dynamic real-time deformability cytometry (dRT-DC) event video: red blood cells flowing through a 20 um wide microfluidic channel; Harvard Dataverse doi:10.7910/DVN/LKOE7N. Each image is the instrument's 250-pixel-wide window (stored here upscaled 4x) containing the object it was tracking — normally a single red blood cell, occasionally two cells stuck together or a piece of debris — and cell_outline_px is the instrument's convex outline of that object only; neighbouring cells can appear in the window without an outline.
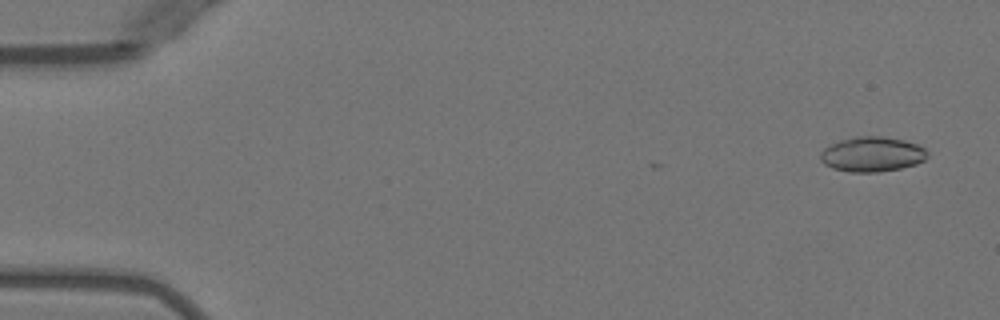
{"species": "Egyptian fruit bat (a non-hibernating species)", "species_latin": "Rousettus aegyptiacus", "temperature_condition": "warm", "stored_images_in_passage": 42, "camera_frame_rate_fps": 3000, "um_per_image_px": 0.085, "animal": {"sex": "female"}, "frame": {"image": 1, "passage_image": 3, "time_ms": 0.667, "image_size_px": [1000, 320], "cell_outline_px": [[928, 156], [924, 160], [916, 164], [900, 168], [876, 172], [848, 172], [832, 168], [824, 164], [820, 160], [820, 152], [824, 148], [840, 140], [856, 136], [884, 136], [904, 140], [916, 144], [924, 148], [928, 152]], "centroid_in_image_um": [74.12, 13.11], "position_along_channel_um": 10.9, "area_um2": 21.85}}
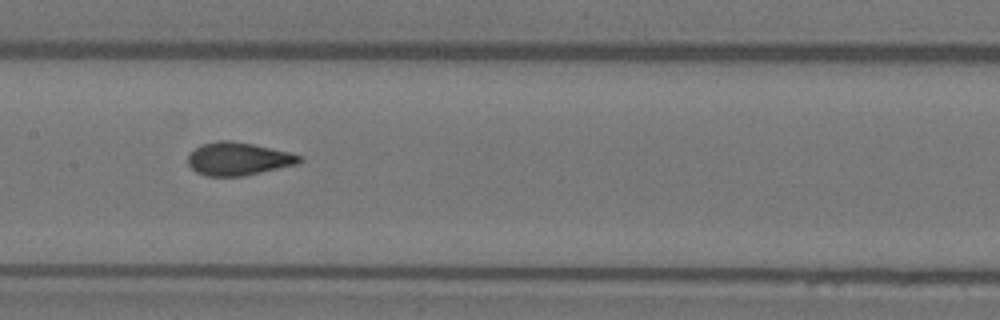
{"frame": {"image": 2, "passage_image": 26, "time_ms": 8.333, "image_size_px": [1000, 320], "cell_outline_px": [[304, 160], [296, 164], [244, 176], [208, 176], [196, 172], [188, 164], [188, 156], [200, 144], [216, 140], [232, 140], [252, 144], [288, 152], [304, 156]], "centroid_in_image_um": [20.25, 13.49], "position_along_channel_um": 187.2, "area_um2": 21.39}}
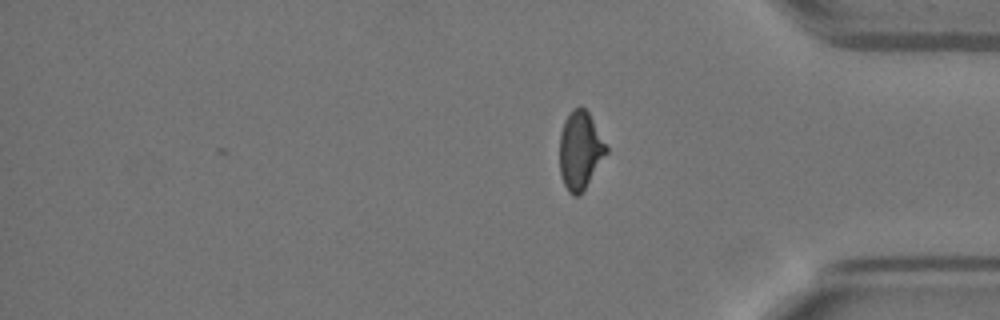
{"frame": {"image": 3, "passage_image": 42, "time_ms": 13.667, "image_size_px": [1000, 320], "cell_outline_px": [[608, 152], [580, 196], [572, 196], [568, 192], [560, 176], [560, 132], [564, 120], [572, 108], [580, 104], [588, 112], [608, 148]], "centroid_in_image_um": [49.3, 12.78], "position_along_channel_um": 385.9, "area_um2": 21.39}, "authors_computed_cell_mechanics": {"area_um2": 21.5016, "velocity_mm_per_s": 3.9924, "shape_relaxation_time_tau1_ms": 9.8325, "shape_relaxation_time_tau2_ms": 0.844, "deformation_change_tau1": 0.2196, "deformation_change_tau2": 0.051}}